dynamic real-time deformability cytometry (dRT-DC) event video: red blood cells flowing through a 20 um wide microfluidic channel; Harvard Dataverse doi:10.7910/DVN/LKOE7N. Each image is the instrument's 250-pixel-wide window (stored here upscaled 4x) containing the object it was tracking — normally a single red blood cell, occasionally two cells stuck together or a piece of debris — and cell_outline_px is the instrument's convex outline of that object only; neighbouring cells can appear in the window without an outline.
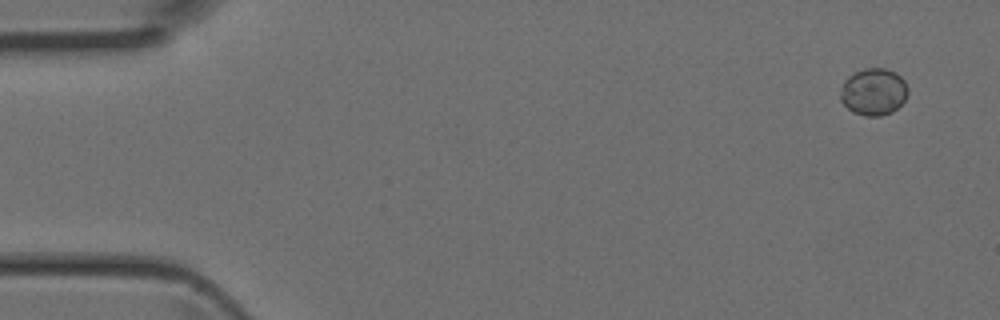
{"species": "Egyptian fruit bat (a non-hibernating species)", "species_latin": "Rousettus aegyptiacus", "temperature_condition": "room temperature", "stored_images_in_passage": 3, "camera_frame_rate_fps": 3000, "um_per_image_px": 0.085, "animal": {"sex": "female"}, "frame": {"image": 1, "passage_image": 1, "time_ms": 0.0, "image_size_px": [1000, 320], "cell_outline_px": [[908, 92], [904, 100], [892, 112], [880, 116], [864, 116], [852, 112], [840, 100], [840, 88], [844, 80], [848, 76], [864, 68], [884, 68], [896, 72], [904, 80], [908, 88]], "centroid_in_image_um": [74.23, 7.8], "position_along_channel_um": 10.8, "area_um2": 18.61}}
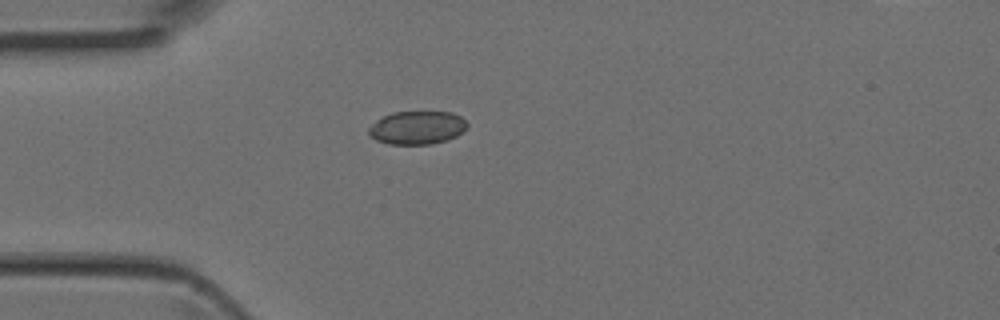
{"frame": {"image": 2, "passage_image": 3, "time_ms": 0.667, "image_size_px": [1000, 320], "cell_outline_px": [[468, 128], [456, 136], [448, 140], [432, 144], [388, 144], [376, 140], [368, 136], [368, 128], [376, 120], [392, 112], [452, 112], [460, 116], [468, 124]], "centroid_in_image_um": [35.45, 10.86], "position_along_channel_um": 49.6, "area_um2": 19.25}}